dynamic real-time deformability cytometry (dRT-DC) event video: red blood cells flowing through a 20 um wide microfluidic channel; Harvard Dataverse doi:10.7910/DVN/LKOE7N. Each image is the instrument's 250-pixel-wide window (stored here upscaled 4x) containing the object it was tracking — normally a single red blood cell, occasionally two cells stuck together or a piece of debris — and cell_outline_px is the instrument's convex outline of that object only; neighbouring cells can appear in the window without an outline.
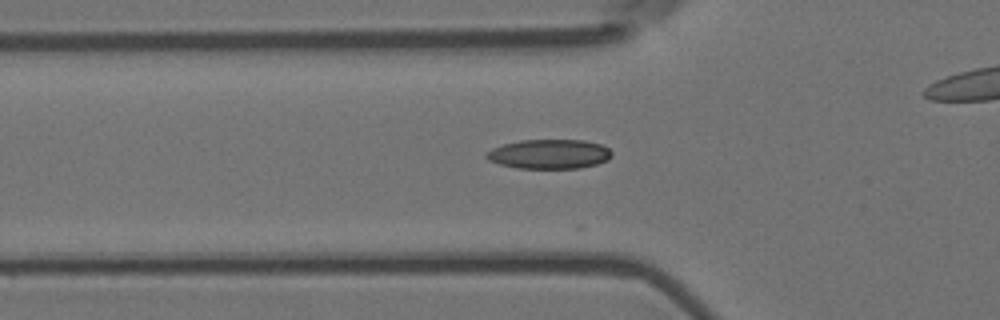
{"species": "Egyptian fruit bat (a non-hibernating species)", "species_latin": "Rousettus aegyptiacus", "temperature_condition": "room temperature", "stored_images_in_passage": 22, "camera_frame_rate_fps": 3000, "um_per_image_px": 0.085, "animal": {"sex": "female"}, "frame": {"image": 1, "passage_image": 19, "time_ms": 6.0, "image_size_px": [1000, 320], "cell_outline_px": [[612, 156], [608, 160], [596, 164], [580, 168], [516, 168], [500, 164], [488, 160], [484, 156], [484, 152], [492, 148], [504, 144], [520, 140], [584, 140], [600, 144], [608, 148], [612, 152]], "centroid_in_image_um": [46.67, 13.09], "position_along_channel_um": 79.1, "area_um2": 21.62}}